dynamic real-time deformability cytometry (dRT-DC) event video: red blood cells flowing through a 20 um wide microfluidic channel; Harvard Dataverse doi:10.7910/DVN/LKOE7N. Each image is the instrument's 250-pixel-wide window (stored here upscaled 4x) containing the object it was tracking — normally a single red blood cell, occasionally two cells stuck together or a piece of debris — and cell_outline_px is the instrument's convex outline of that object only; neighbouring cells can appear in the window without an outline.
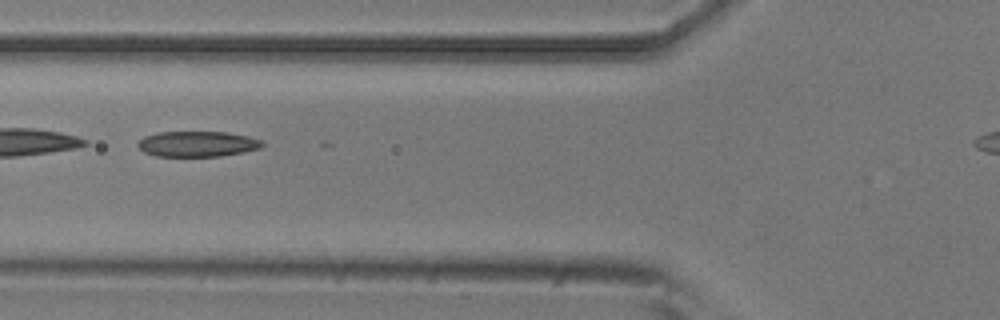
{"species": "common noctule bat (a hibernating species)", "species_latin": "Nyctalus noctula", "temperature_condition": "room temperature", "stored_images_in_passage": 7, "camera_frame_rate_fps": 3000, "um_per_image_px": 0.085, "animal": {"sex": "male", "body_mass_g": 20.5, "forearm_length_mm": 52.5}, "frame": {"image": 1, "passage_image": 6, "time_ms": 1.667, "image_size_px": [1000, 320], "cell_outline_px": [[264, 144], [260, 148], [244, 152], [220, 156], [156, 156], [144, 152], [136, 144], [144, 136], [156, 132], [224, 132], [248, 136], [264, 140]], "centroid_in_image_um": [16.79, 12.23], "position_along_channel_um": 109.0, "area_um2": 18.55}}
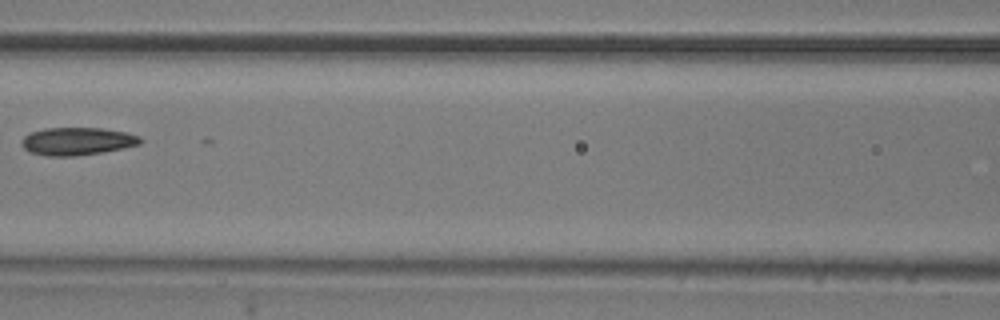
{"frame": {"image": 2, "passage_image": 7, "time_ms": 2.0, "image_size_px": [1000, 320], "cell_outline_px": [[144, 140], [140, 144], [124, 148], [100, 152], [72, 156], [44, 156], [28, 152], [20, 144], [20, 140], [24, 136], [32, 132], [44, 128], [100, 128], [128, 132], [140, 136]], "centroid_in_image_um": [6.55, 12.0], "position_along_channel_um": 160.1, "area_um2": 19.36}}